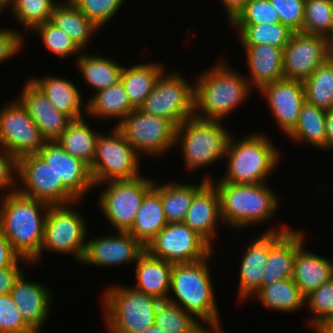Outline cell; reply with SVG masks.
<instances>
[{
  "instance_id": "obj_7",
  "label": "cell",
  "mask_w": 333,
  "mask_h": 333,
  "mask_svg": "<svg viewBox=\"0 0 333 333\" xmlns=\"http://www.w3.org/2000/svg\"><path fill=\"white\" fill-rule=\"evenodd\" d=\"M219 120L191 117L176 127L175 145H181L186 169L194 171L225 158L231 133Z\"/></svg>"
},
{
  "instance_id": "obj_36",
  "label": "cell",
  "mask_w": 333,
  "mask_h": 333,
  "mask_svg": "<svg viewBox=\"0 0 333 333\" xmlns=\"http://www.w3.org/2000/svg\"><path fill=\"white\" fill-rule=\"evenodd\" d=\"M292 140L307 142L318 149H326V110L305 101L295 128L287 135Z\"/></svg>"
},
{
  "instance_id": "obj_43",
  "label": "cell",
  "mask_w": 333,
  "mask_h": 333,
  "mask_svg": "<svg viewBox=\"0 0 333 333\" xmlns=\"http://www.w3.org/2000/svg\"><path fill=\"white\" fill-rule=\"evenodd\" d=\"M35 30L38 32V35H40L46 49L60 56V58H66L72 55L79 56V53L82 52L68 34L51 21L37 26L33 31L35 32Z\"/></svg>"
},
{
  "instance_id": "obj_12",
  "label": "cell",
  "mask_w": 333,
  "mask_h": 333,
  "mask_svg": "<svg viewBox=\"0 0 333 333\" xmlns=\"http://www.w3.org/2000/svg\"><path fill=\"white\" fill-rule=\"evenodd\" d=\"M17 178L24 185L17 191L50 206L67 205L79 201L57 179L55 172L38 154L25 155L17 160Z\"/></svg>"
},
{
  "instance_id": "obj_30",
  "label": "cell",
  "mask_w": 333,
  "mask_h": 333,
  "mask_svg": "<svg viewBox=\"0 0 333 333\" xmlns=\"http://www.w3.org/2000/svg\"><path fill=\"white\" fill-rule=\"evenodd\" d=\"M207 175L201 184L169 183L157 185L153 188L159 193L163 210L168 223L183 222L195 194L208 182Z\"/></svg>"
},
{
  "instance_id": "obj_42",
  "label": "cell",
  "mask_w": 333,
  "mask_h": 333,
  "mask_svg": "<svg viewBox=\"0 0 333 333\" xmlns=\"http://www.w3.org/2000/svg\"><path fill=\"white\" fill-rule=\"evenodd\" d=\"M302 33L321 35L328 39L333 35L332 0H305Z\"/></svg>"
},
{
  "instance_id": "obj_17",
  "label": "cell",
  "mask_w": 333,
  "mask_h": 333,
  "mask_svg": "<svg viewBox=\"0 0 333 333\" xmlns=\"http://www.w3.org/2000/svg\"><path fill=\"white\" fill-rule=\"evenodd\" d=\"M115 235L96 237L86 242L81 262L94 266H120L136 263L145 247L127 231Z\"/></svg>"
},
{
  "instance_id": "obj_48",
  "label": "cell",
  "mask_w": 333,
  "mask_h": 333,
  "mask_svg": "<svg viewBox=\"0 0 333 333\" xmlns=\"http://www.w3.org/2000/svg\"><path fill=\"white\" fill-rule=\"evenodd\" d=\"M280 16V23L294 32H302L305 0H269Z\"/></svg>"
},
{
  "instance_id": "obj_4",
  "label": "cell",
  "mask_w": 333,
  "mask_h": 333,
  "mask_svg": "<svg viewBox=\"0 0 333 333\" xmlns=\"http://www.w3.org/2000/svg\"><path fill=\"white\" fill-rule=\"evenodd\" d=\"M267 137L254 132L235 142L230 136L225 154L227 174L217 182L265 183L280 160L278 148Z\"/></svg>"
},
{
  "instance_id": "obj_40",
  "label": "cell",
  "mask_w": 333,
  "mask_h": 333,
  "mask_svg": "<svg viewBox=\"0 0 333 333\" xmlns=\"http://www.w3.org/2000/svg\"><path fill=\"white\" fill-rule=\"evenodd\" d=\"M154 324L168 333H206L207 329L193 315L168 300L159 303Z\"/></svg>"
},
{
  "instance_id": "obj_23",
  "label": "cell",
  "mask_w": 333,
  "mask_h": 333,
  "mask_svg": "<svg viewBox=\"0 0 333 333\" xmlns=\"http://www.w3.org/2000/svg\"><path fill=\"white\" fill-rule=\"evenodd\" d=\"M10 295L24 321L36 333H40L52 304V296L47 287L27 281L22 273L10 291Z\"/></svg>"
},
{
  "instance_id": "obj_41",
  "label": "cell",
  "mask_w": 333,
  "mask_h": 333,
  "mask_svg": "<svg viewBox=\"0 0 333 333\" xmlns=\"http://www.w3.org/2000/svg\"><path fill=\"white\" fill-rule=\"evenodd\" d=\"M55 0H8L7 7L26 31L50 21L57 2ZM10 5V6H8Z\"/></svg>"
},
{
  "instance_id": "obj_1",
  "label": "cell",
  "mask_w": 333,
  "mask_h": 333,
  "mask_svg": "<svg viewBox=\"0 0 333 333\" xmlns=\"http://www.w3.org/2000/svg\"><path fill=\"white\" fill-rule=\"evenodd\" d=\"M1 198L0 229L13 251L31 263L40 255L50 205L18 191Z\"/></svg>"
},
{
  "instance_id": "obj_50",
  "label": "cell",
  "mask_w": 333,
  "mask_h": 333,
  "mask_svg": "<svg viewBox=\"0 0 333 333\" xmlns=\"http://www.w3.org/2000/svg\"><path fill=\"white\" fill-rule=\"evenodd\" d=\"M6 29H0V63L17 54L25 40L15 29Z\"/></svg>"
},
{
  "instance_id": "obj_56",
  "label": "cell",
  "mask_w": 333,
  "mask_h": 333,
  "mask_svg": "<svg viewBox=\"0 0 333 333\" xmlns=\"http://www.w3.org/2000/svg\"><path fill=\"white\" fill-rule=\"evenodd\" d=\"M140 333H168V332H165L162 328L154 324L153 326L146 329L144 332Z\"/></svg>"
},
{
  "instance_id": "obj_39",
  "label": "cell",
  "mask_w": 333,
  "mask_h": 333,
  "mask_svg": "<svg viewBox=\"0 0 333 333\" xmlns=\"http://www.w3.org/2000/svg\"><path fill=\"white\" fill-rule=\"evenodd\" d=\"M239 34L241 45H272L284 49L294 34L282 23L232 25Z\"/></svg>"
},
{
  "instance_id": "obj_3",
  "label": "cell",
  "mask_w": 333,
  "mask_h": 333,
  "mask_svg": "<svg viewBox=\"0 0 333 333\" xmlns=\"http://www.w3.org/2000/svg\"><path fill=\"white\" fill-rule=\"evenodd\" d=\"M212 253L196 262L173 264L170 290L176 298L169 295L167 300L208 326L216 327L220 325V317L207 263Z\"/></svg>"
},
{
  "instance_id": "obj_44",
  "label": "cell",
  "mask_w": 333,
  "mask_h": 333,
  "mask_svg": "<svg viewBox=\"0 0 333 333\" xmlns=\"http://www.w3.org/2000/svg\"><path fill=\"white\" fill-rule=\"evenodd\" d=\"M280 23V16L269 0H250L231 25L276 24Z\"/></svg>"
},
{
  "instance_id": "obj_5",
  "label": "cell",
  "mask_w": 333,
  "mask_h": 333,
  "mask_svg": "<svg viewBox=\"0 0 333 333\" xmlns=\"http://www.w3.org/2000/svg\"><path fill=\"white\" fill-rule=\"evenodd\" d=\"M211 182L220 196L222 223L225 221L240 229L247 225L268 222L277 212L278 196L270 190L267 183Z\"/></svg>"
},
{
  "instance_id": "obj_35",
  "label": "cell",
  "mask_w": 333,
  "mask_h": 333,
  "mask_svg": "<svg viewBox=\"0 0 333 333\" xmlns=\"http://www.w3.org/2000/svg\"><path fill=\"white\" fill-rule=\"evenodd\" d=\"M85 108V112L93 117L118 118L117 125L135 109L131 105L121 81L96 92Z\"/></svg>"
},
{
  "instance_id": "obj_49",
  "label": "cell",
  "mask_w": 333,
  "mask_h": 333,
  "mask_svg": "<svg viewBox=\"0 0 333 333\" xmlns=\"http://www.w3.org/2000/svg\"><path fill=\"white\" fill-rule=\"evenodd\" d=\"M16 175L17 160L0 147V190L6 191L4 195L17 191V186H15V182H17L15 181ZM9 187L10 189H8Z\"/></svg>"
},
{
  "instance_id": "obj_51",
  "label": "cell",
  "mask_w": 333,
  "mask_h": 333,
  "mask_svg": "<svg viewBox=\"0 0 333 333\" xmlns=\"http://www.w3.org/2000/svg\"><path fill=\"white\" fill-rule=\"evenodd\" d=\"M19 260L31 264L28 260L19 258L11 267L0 269V295L10 294L15 282L23 273V269L18 264Z\"/></svg>"
},
{
  "instance_id": "obj_37",
  "label": "cell",
  "mask_w": 333,
  "mask_h": 333,
  "mask_svg": "<svg viewBox=\"0 0 333 333\" xmlns=\"http://www.w3.org/2000/svg\"><path fill=\"white\" fill-rule=\"evenodd\" d=\"M256 298L268 309L282 311V313L283 311L293 312L306 305L305 297L292 278L263 286L256 293Z\"/></svg>"
},
{
  "instance_id": "obj_58",
  "label": "cell",
  "mask_w": 333,
  "mask_h": 333,
  "mask_svg": "<svg viewBox=\"0 0 333 333\" xmlns=\"http://www.w3.org/2000/svg\"><path fill=\"white\" fill-rule=\"evenodd\" d=\"M221 326L219 325V326H216V327H212L211 329V331L209 330V329H206V333H222L221 332V329L222 328H220ZM213 331V332H212Z\"/></svg>"
},
{
  "instance_id": "obj_47",
  "label": "cell",
  "mask_w": 333,
  "mask_h": 333,
  "mask_svg": "<svg viewBox=\"0 0 333 333\" xmlns=\"http://www.w3.org/2000/svg\"><path fill=\"white\" fill-rule=\"evenodd\" d=\"M0 333H36L24 321L10 294L0 295Z\"/></svg>"
},
{
  "instance_id": "obj_22",
  "label": "cell",
  "mask_w": 333,
  "mask_h": 333,
  "mask_svg": "<svg viewBox=\"0 0 333 333\" xmlns=\"http://www.w3.org/2000/svg\"><path fill=\"white\" fill-rule=\"evenodd\" d=\"M221 218L220 196L211 181H208L194 196L183 221L201 236L211 247Z\"/></svg>"
},
{
  "instance_id": "obj_27",
  "label": "cell",
  "mask_w": 333,
  "mask_h": 333,
  "mask_svg": "<svg viewBox=\"0 0 333 333\" xmlns=\"http://www.w3.org/2000/svg\"><path fill=\"white\" fill-rule=\"evenodd\" d=\"M29 80L46 96L49 102L58 110L70 116L73 120L82 118V95L76 85L68 79L46 76L29 78Z\"/></svg>"
},
{
  "instance_id": "obj_33",
  "label": "cell",
  "mask_w": 333,
  "mask_h": 333,
  "mask_svg": "<svg viewBox=\"0 0 333 333\" xmlns=\"http://www.w3.org/2000/svg\"><path fill=\"white\" fill-rule=\"evenodd\" d=\"M50 21L68 34L81 50L87 46L93 33L98 31V27L88 20L73 2L57 3Z\"/></svg>"
},
{
  "instance_id": "obj_19",
  "label": "cell",
  "mask_w": 333,
  "mask_h": 333,
  "mask_svg": "<svg viewBox=\"0 0 333 333\" xmlns=\"http://www.w3.org/2000/svg\"><path fill=\"white\" fill-rule=\"evenodd\" d=\"M51 166L62 184L78 199L93 189L89 166L81 159L67 153L57 141H47L37 153Z\"/></svg>"
},
{
  "instance_id": "obj_55",
  "label": "cell",
  "mask_w": 333,
  "mask_h": 333,
  "mask_svg": "<svg viewBox=\"0 0 333 333\" xmlns=\"http://www.w3.org/2000/svg\"><path fill=\"white\" fill-rule=\"evenodd\" d=\"M314 329L318 333H333V316L323 320Z\"/></svg>"
},
{
  "instance_id": "obj_38",
  "label": "cell",
  "mask_w": 333,
  "mask_h": 333,
  "mask_svg": "<svg viewBox=\"0 0 333 333\" xmlns=\"http://www.w3.org/2000/svg\"><path fill=\"white\" fill-rule=\"evenodd\" d=\"M305 99L323 110L333 108V59L328 58L303 81Z\"/></svg>"
},
{
  "instance_id": "obj_2",
  "label": "cell",
  "mask_w": 333,
  "mask_h": 333,
  "mask_svg": "<svg viewBox=\"0 0 333 333\" xmlns=\"http://www.w3.org/2000/svg\"><path fill=\"white\" fill-rule=\"evenodd\" d=\"M219 62L197 77L194 84V117L222 121L249 98L252 88L246 77L224 61Z\"/></svg>"
},
{
  "instance_id": "obj_25",
  "label": "cell",
  "mask_w": 333,
  "mask_h": 333,
  "mask_svg": "<svg viewBox=\"0 0 333 333\" xmlns=\"http://www.w3.org/2000/svg\"><path fill=\"white\" fill-rule=\"evenodd\" d=\"M247 56L250 79L249 85L258 90L263 86L284 78L283 49L272 45H242Z\"/></svg>"
},
{
  "instance_id": "obj_11",
  "label": "cell",
  "mask_w": 333,
  "mask_h": 333,
  "mask_svg": "<svg viewBox=\"0 0 333 333\" xmlns=\"http://www.w3.org/2000/svg\"><path fill=\"white\" fill-rule=\"evenodd\" d=\"M127 142L140 155L157 156L175 146L176 126L166 118L134 109L118 125Z\"/></svg>"
},
{
  "instance_id": "obj_59",
  "label": "cell",
  "mask_w": 333,
  "mask_h": 333,
  "mask_svg": "<svg viewBox=\"0 0 333 333\" xmlns=\"http://www.w3.org/2000/svg\"><path fill=\"white\" fill-rule=\"evenodd\" d=\"M8 0H0V12L3 10V8H7Z\"/></svg>"
},
{
  "instance_id": "obj_53",
  "label": "cell",
  "mask_w": 333,
  "mask_h": 333,
  "mask_svg": "<svg viewBox=\"0 0 333 333\" xmlns=\"http://www.w3.org/2000/svg\"><path fill=\"white\" fill-rule=\"evenodd\" d=\"M250 0H221L226 15L228 17L229 22H231L237 14L244 8L247 2Z\"/></svg>"
},
{
  "instance_id": "obj_18",
  "label": "cell",
  "mask_w": 333,
  "mask_h": 333,
  "mask_svg": "<svg viewBox=\"0 0 333 333\" xmlns=\"http://www.w3.org/2000/svg\"><path fill=\"white\" fill-rule=\"evenodd\" d=\"M259 93L266 98L277 124L288 135L295 128L306 101L303 81L283 78L263 86Z\"/></svg>"
},
{
  "instance_id": "obj_24",
  "label": "cell",
  "mask_w": 333,
  "mask_h": 333,
  "mask_svg": "<svg viewBox=\"0 0 333 333\" xmlns=\"http://www.w3.org/2000/svg\"><path fill=\"white\" fill-rule=\"evenodd\" d=\"M303 232L296 231V254L292 280L306 298L333 277V263L303 248Z\"/></svg>"
},
{
  "instance_id": "obj_20",
  "label": "cell",
  "mask_w": 333,
  "mask_h": 333,
  "mask_svg": "<svg viewBox=\"0 0 333 333\" xmlns=\"http://www.w3.org/2000/svg\"><path fill=\"white\" fill-rule=\"evenodd\" d=\"M289 229L282 227L276 231L274 227L268 228L245 248L240 265L238 291L239 299L243 302V299L255 295L261 289V278L267 264L269 249Z\"/></svg>"
},
{
  "instance_id": "obj_29",
  "label": "cell",
  "mask_w": 333,
  "mask_h": 333,
  "mask_svg": "<svg viewBox=\"0 0 333 333\" xmlns=\"http://www.w3.org/2000/svg\"><path fill=\"white\" fill-rule=\"evenodd\" d=\"M296 254V231H286L269 249L267 264L263 269L261 288L293 276Z\"/></svg>"
},
{
  "instance_id": "obj_10",
  "label": "cell",
  "mask_w": 333,
  "mask_h": 333,
  "mask_svg": "<svg viewBox=\"0 0 333 333\" xmlns=\"http://www.w3.org/2000/svg\"><path fill=\"white\" fill-rule=\"evenodd\" d=\"M80 201L67 205L50 206L45 222L44 239L40 250V255L31 263L42 256L43 250L49 249L58 254H71L81 262L84 255L87 226L81 216L82 214L73 210L69 205H75ZM71 207V208H69Z\"/></svg>"
},
{
  "instance_id": "obj_57",
  "label": "cell",
  "mask_w": 333,
  "mask_h": 333,
  "mask_svg": "<svg viewBox=\"0 0 333 333\" xmlns=\"http://www.w3.org/2000/svg\"><path fill=\"white\" fill-rule=\"evenodd\" d=\"M329 58L333 59V35L329 38Z\"/></svg>"
},
{
  "instance_id": "obj_14",
  "label": "cell",
  "mask_w": 333,
  "mask_h": 333,
  "mask_svg": "<svg viewBox=\"0 0 333 333\" xmlns=\"http://www.w3.org/2000/svg\"><path fill=\"white\" fill-rule=\"evenodd\" d=\"M213 248L183 222L167 223L145 250L171 264L192 263L206 258Z\"/></svg>"
},
{
  "instance_id": "obj_15",
  "label": "cell",
  "mask_w": 333,
  "mask_h": 333,
  "mask_svg": "<svg viewBox=\"0 0 333 333\" xmlns=\"http://www.w3.org/2000/svg\"><path fill=\"white\" fill-rule=\"evenodd\" d=\"M46 142L17 97L0 109V147L16 160L37 154Z\"/></svg>"
},
{
  "instance_id": "obj_16",
  "label": "cell",
  "mask_w": 333,
  "mask_h": 333,
  "mask_svg": "<svg viewBox=\"0 0 333 333\" xmlns=\"http://www.w3.org/2000/svg\"><path fill=\"white\" fill-rule=\"evenodd\" d=\"M328 58V38L294 32L283 49L284 78L304 81Z\"/></svg>"
},
{
  "instance_id": "obj_31",
  "label": "cell",
  "mask_w": 333,
  "mask_h": 333,
  "mask_svg": "<svg viewBox=\"0 0 333 333\" xmlns=\"http://www.w3.org/2000/svg\"><path fill=\"white\" fill-rule=\"evenodd\" d=\"M163 67L157 63H141L129 68L123 67L120 81L135 109H139L152 92L158 77L164 71Z\"/></svg>"
},
{
  "instance_id": "obj_52",
  "label": "cell",
  "mask_w": 333,
  "mask_h": 333,
  "mask_svg": "<svg viewBox=\"0 0 333 333\" xmlns=\"http://www.w3.org/2000/svg\"><path fill=\"white\" fill-rule=\"evenodd\" d=\"M19 258L0 229V269L11 267Z\"/></svg>"
},
{
  "instance_id": "obj_6",
  "label": "cell",
  "mask_w": 333,
  "mask_h": 333,
  "mask_svg": "<svg viewBox=\"0 0 333 333\" xmlns=\"http://www.w3.org/2000/svg\"><path fill=\"white\" fill-rule=\"evenodd\" d=\"M119 285L104 293L105 321L110 333H140L154 325L161 302L133 287Z\"/></svg>"
},
{
  "instance_id": "obj_9",
  "label": "cell",
  "mask_w": 333,
  "mask_h": 333,
  "mask_svg": "<svg viewBox=\"0 0 333 333\" xmlns=\"http://www.w3.org/2000/svg\"><path fill=\"white\" fill-rule=\"evenodd\" d=\"M188 81L179 72L168 75L162 72L139 109L166 118L178 127L194 117V84Z\"/></svg>"
},
{
  "instance_id": "obj_54",
  "label": "cell",
  "mask_w": 333,
  "mask_h": 333,
  "mask_svg": "<svg viewBox=\"0 0 333 333\" xmlns=\"http://www.w3.org/2000/svg\"><path fill=\"white\" fill-rule=\"evenodd\" d=\"M333 148V108L326 110V149Z\"/></svg>"
},
{
  "instance_id": "obj_13",
  "label": "cell",
  "mask_w": 333,
  "mask_h": 333,
  "mask_svg": "<svg viewBox=\"0 0 333 333\" xmlns=\"http://www.w3.org/2000/svg\"><path fill=\"white\" fill-rule=\"evenodd\" d=\"M99 196L103 215L117 231H128L146 193L153 187L154 180L139 176L131 180H112Z\"/></svg>"
},
{
  "instance_id": "obj_28",
  "label": "cell",
  "mask_w": 333,
  "mask_h": 333,
  "mask_svg": "<svg viewBox=\"0 0 333 333\" xmlns=\"http://www.w3.org/2000/svg\"><path fill=\"white\" fill-rule=\"evenodd\" d=\"M167 223L161 197L152 187L144 196L135 220L127 232L146 247Z\"/></svg>"
},
{
  "instance_id": "obj_32",
  "label": "cell",
  "mask_w": 333,
  "mask_h": 333,
  "mask_svg": "<svg viewBox=\"0 0 333 333\" xmlns=\"http://www.w3.org/2000/svg\"><path fill=\"white\" fill-rule=\"evenodd\" d=\"M83 53V54H82ZM77 56L79 68L85 82L96 92L115 85L120 81L123 66L105 56L88 55L82 52Z\"/></svg>"
},
{
  "instance_id": "obj_8",
  "label": "cell",
  "mask_w": 333,
  "mask_h": 333,
  "mask_svg": "<svg viewBox=\"0 0 333 333\" xmlns=\"http://www.w3.org/2000/svg\"><path fill=\"white\" fill-rule=\"evenodd\" d=\"M111 136L99 134L96 152L89 167L95 186L112 180H131L139 177L140 157L115 126Z\"/></svg>"
},
{
  "instance_id": "obj_34",
  "label": "cell",
  "mask_w": 333,
  "mask_h": 333,
  "mask_svg": "<svg viewBox=\"0 0 333 333\" xmlns=\"http://www.w3.org/2000/svg\"><path fill=\"white\" fill-rule=\"evenodd\" d=\"M99 133L90 128L84 117L73 120L56 140L70 155L92 165Z\"/></svg>"
},
{
  "instance_id": "obj_60",
  "label": "cell",
  "mask_w": 333,
  "mask_h": 333,
  "mask_svg": "<svg viewBox=\"0 0 333 333\" xmlns=\"http://www.w3.org/2000/svg\"><path fill=\"white\" fill-rule=\"evenodd\" d=\"M74 0H64V2H73Z\"/></svg>"
},
{
  "instance_id": "obj_21",
  "label": "cell",
  "mask_w": 333,
  "mask_h": 333,
  "mask_svg": "<svg viewBox=\"0 0 333 333\" xmlns=\"http://www.w3.org/2000/svg\"><path fill=\"white\" fill-rule=\"evenodd\" d=\"M18 100L47 141H56L73 119L58 111L46 96L28 80Z\"/></svg>"
},
{
  "instance_id": "obj_45",
  "label": "cell",
  "mask_w": 333,
  "mask_h": 333,
  "mask_svg": "<svg viewBox=\"0 0 333 333\" xmlns=\"http://www.w3.org/2000/svg\"><path fill=\"white\" fill-rule=\"evenodd\" d=\"M305 303L315 314L308 320L312 328L318 326L323 320L333 316V277L314 290L305 298Z\"/></svg>"
},
{
  "instance_id": "obj_46",
  "label": "cell",
  "mask_w": 333,
  "mask_h": 333,
  "mask_svg": "<svg viewBox=\"0 0 333 333\" xmlns=\"http://www.w3.org/2000/svg\"><path fill=\"white\" fill-rule=\"evenodd\" d=\"M125 0H74L82 14L90 20L98 29L109 23L116 15Z\"/></svg>"
},
{
  "instance_id": "obj_26",
  "label": "cell",
  "mask_w": 333,
  "mask_h": 333,
  "mask_svg": "<svg viewBox=\"0 0 333 333\" xmlns=\"http://www.w3.org/2000/svg\"><path fill=\"white\" fill-rule=\"evenodd\" d=\"M173 264L150 255L146 250L136 262L135 276L137 285L134 289L167 301L171 288Z\"/></svg>"
}]
</instances>
